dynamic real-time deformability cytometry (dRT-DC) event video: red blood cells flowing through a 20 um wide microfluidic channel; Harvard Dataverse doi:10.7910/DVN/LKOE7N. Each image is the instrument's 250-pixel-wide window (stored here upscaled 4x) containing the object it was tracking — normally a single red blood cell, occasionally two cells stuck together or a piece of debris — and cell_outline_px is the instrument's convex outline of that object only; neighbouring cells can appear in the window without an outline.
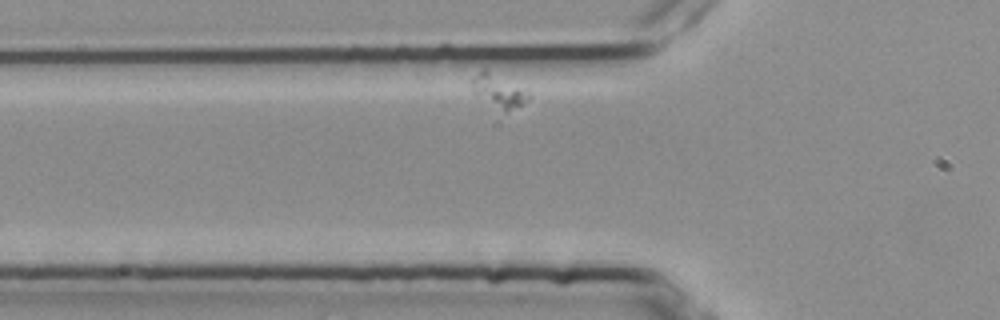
{"species": "common noctule bat (a hibernating species)", "species_latin": "Nyctalus noctula", "temperature_condition": "room temperature", "stored_images_in_passage": 33, "camera_frame_rate_fps": 3000, "um_per_image_px": 0.085, "animal": {"sex": "female", "body_mass_g": 25.1}, "frame": {"image": 1, "passage_image": 3, "time_ms": 0.667, "image_size_px": [1000, 320], "cell_outline_px": [[532, 96], [528, 100], [504, 112], [472, 92], [472, 80], [484, 68], [528, 92]], "centroid_in_image_um": [42.37, 7.73], "position_along_channel_um": 83.4, "area_um2": 10.23}}
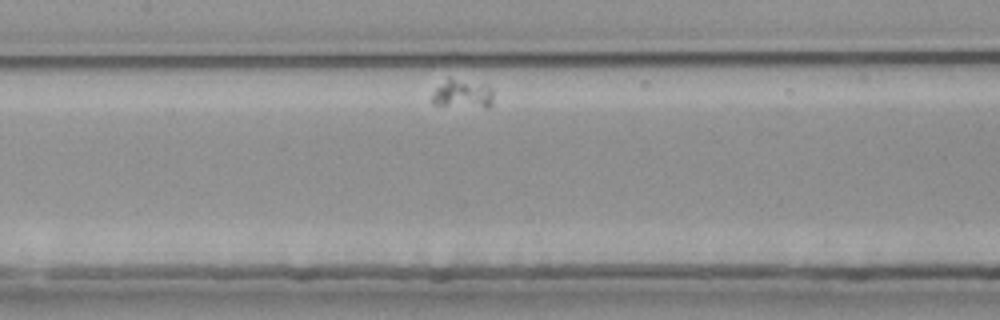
{"frame": {"image": 2, "passage_image": 12, "time_ms": 3.667, "image_size_px": [1000, 320], "cell_outline_px": [[492, 104], [488, 108], [484, 108], [432, 104], [432, 96], [436, 88], [448, 76], [484, 84], [492, 88]], "centroid_in_image_um": [39.32, 7.97], "position_along_channel_um": 168.1, "area_um2": 10.46}}
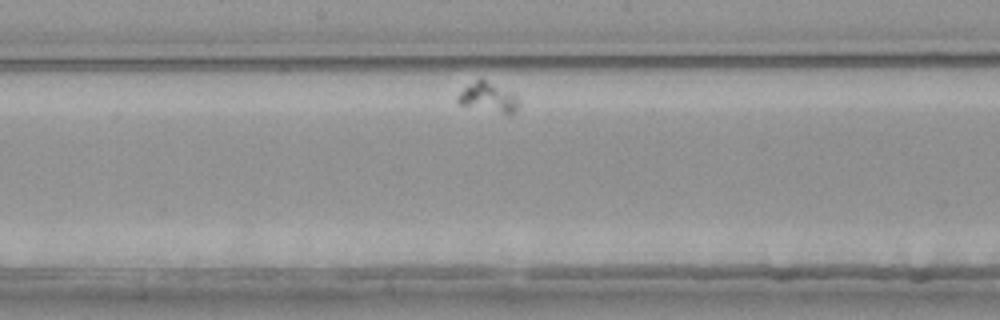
{"frame": {"image": 3, "passage_image": 16, "time_ms": 5.0, "image_size_px": [1000, 320], "cell_outline_px": [[520, 104], [512, 112], [504, 112], [460, 104], [456, 100], [456, 96], [464, 88], [480, 76], [512, 92], [520, 100]], "centroid_in_image_um": [41.49, 8.19], "position_along_channel_um": 206.7, "area_um2": 10.23}}